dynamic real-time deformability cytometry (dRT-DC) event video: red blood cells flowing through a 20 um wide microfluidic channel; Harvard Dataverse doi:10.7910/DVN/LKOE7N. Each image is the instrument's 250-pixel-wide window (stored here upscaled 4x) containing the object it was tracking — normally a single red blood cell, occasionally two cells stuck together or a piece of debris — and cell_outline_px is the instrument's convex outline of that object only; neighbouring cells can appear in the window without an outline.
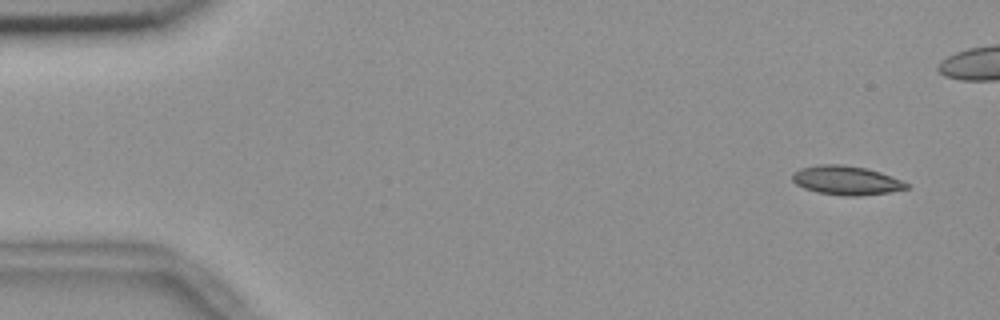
{"species": "common noctule bat (a hibernating species)", "species_latin": "Nyctalus noctula", "temperature_condition": "room temperature", "stored_images_in_passage": 3, "camera_frame_rate_fps": 3000, "um_per_image_px": 0.085, "animal": {"sex": "female", "body_mass_g": 18.4}, "frame": {"image": 1, "passage_image": 1, "time_ms": 0.0, "image_size_px": [1000, 320], "cell_outline_px": [[908, 188], [888, 192], [860, 196], [840, 196], [816, 192], [804, 188], [796, 184], [792, 180], [792, 172], [800, 168], [816, 164], [844, 164], [868, 168], [880, 172], [900, 180], [908, 184]], "centroid_in_image_um": [71.87, 15.32], "position_along_channel_um": 13.1, "area_um2": 19.48}}